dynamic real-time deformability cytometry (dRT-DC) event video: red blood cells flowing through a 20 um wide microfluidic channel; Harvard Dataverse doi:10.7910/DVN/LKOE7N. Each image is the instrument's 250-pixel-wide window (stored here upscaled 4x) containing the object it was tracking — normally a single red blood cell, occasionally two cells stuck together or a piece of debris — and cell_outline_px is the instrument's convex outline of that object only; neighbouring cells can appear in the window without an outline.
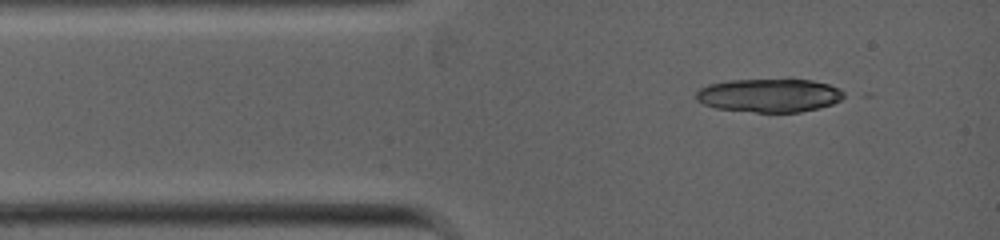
{"species": "common noctule bat (a hibernating species)", "species_latin": "Nyctalus noctula", "temperature_condition": "warm", "stored_images_in_passage": 1, "camera_frame_rate_fps": 5000, "um_per_image_px": 0.085, "animal": {"sex": "female", "body_mass_g": 19.0, "forearm_length_mm": 53.3}, "frame": {"image": 1, "passage_image": 1, "time_ms": 0.0, "image_size_px": [1000, 240], "cell_outline_px": [[848, 96], [832, 104], [800, 112], [756, 112], [716, 108], [704, 104], [696, 100], [696, 92], [700, 88], [708, 84], [728, 80], [788, 76], [812, 80], [828, 84], [844, 92]], "centroid_in_image_um": [65.4, 8.05], "position_along_channel_um": 19.6, "area_um2": 29.88}}